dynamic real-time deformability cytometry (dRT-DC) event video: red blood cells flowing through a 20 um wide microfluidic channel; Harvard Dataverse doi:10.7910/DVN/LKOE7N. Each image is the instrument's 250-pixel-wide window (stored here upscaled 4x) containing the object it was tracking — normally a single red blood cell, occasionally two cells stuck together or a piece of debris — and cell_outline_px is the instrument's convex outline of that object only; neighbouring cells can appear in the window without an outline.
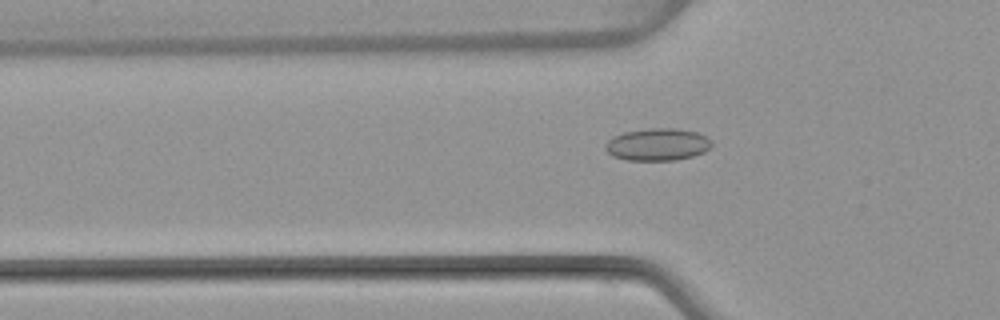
{"species": "common noctule bat (a hibernating species)", "species_latin": "Nyctalus noctula", "temperature_condition": "warm", "stored_images_in_passage": 36, "camera_frame_rate_fps": 3000, "um_per_image_px": 0.085, "animal": {"sex": "female", "body_mass_g": 22.7, "forearm_length_mm": 54.2}, "frame": {"image": 1, "passage_image": 2, "time_ms": 0.333, "image_size_px": [1000, 320], "cell_outline_px": [[712, 144], [704, 152], [692, 156], [676, 160], [628, 160], [612, 156], [604, 148], [604, 144], [612, 136], [624, 132], [648, 128], [676, 128], [696, 132], [708, 136], [712, 140]], "centroid_in_image_um": [55.88, 12.27], "position_along_channel_um": 69.9, "area_um2": 20.17}}
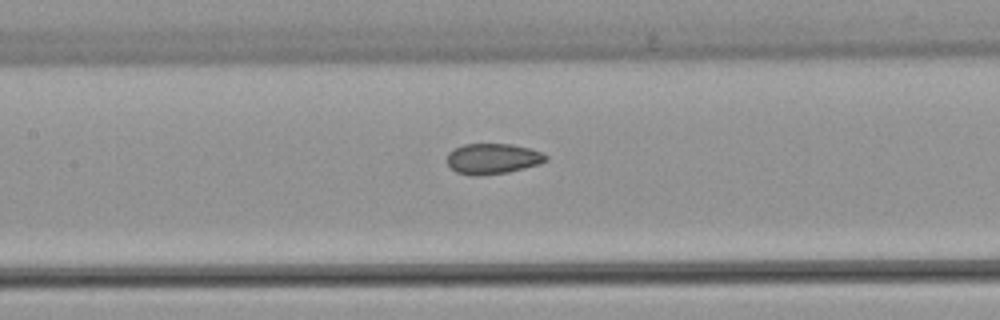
{"frame": {"image": 2, "passage_image": 9, "time_ms": 2.667, "image_size_px": [1000, 320], "cell_outline_px": [[548, 160], [540, 164], [508, 172], [480, 176], [472, 176], [456, 172], [448, 164], [448, 152], [464, 144], [512, 144], [528, 148], [540, 152], [548, 156]], "centroid_in_image_um": [41.89, 13.5], "position_along_channel_um": 165.5, "area_um2": 17.57}}
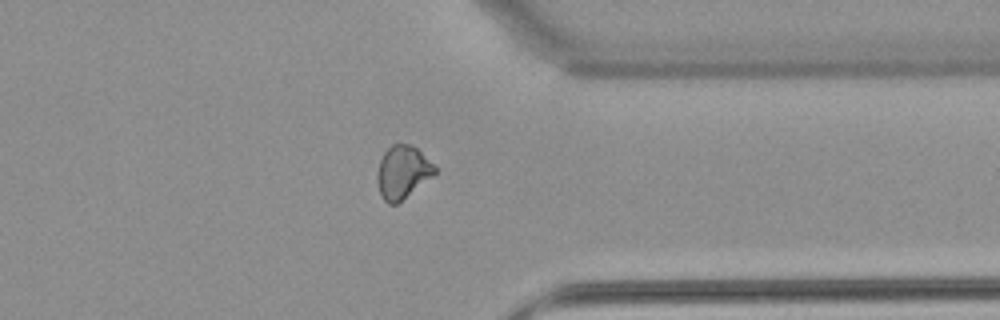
{"frame": {"image": 3, "passage_image": 25, "time_ms": 8.0, "image_size_px": [1000, 320], "cell_outline_px": [[436, 172], [432, 176], [396, 204], [388, 204], [380, 196], [376, 176], [380, 160], [384, 152], [392, 144], [412, 144], [436, 168]], "centroid_in_image_um": [34.18, 14.63], "position_along_channel_um": 377.2, "area_um2": 17.4}, "authors_computed_cell_mechanics": {"area_um2": 17.5712, "velocity_mm_per_s": 4.0707, "shape_relaxation_time_tau1_ms": null, "shape_relaxation_time_tau2_ms": 1.774, "deformation_change_tau1": null, "deformation_change_tau2": 0.0608}}